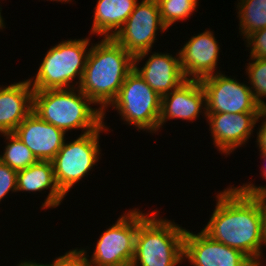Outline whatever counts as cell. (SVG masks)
<instances>
[{
  "label": "cell",
  "mask_w": 266,
  "mask_h": 266,
  "mask_svg": "<svg viewBox=\"0 0 266 266\" xmlns=\"http://www.w3.org/2000/svg\"><path fill=\"white\" fill-rule=\"evenodd\" d=\"M215 199L213 213L202 231L211 239L241 251L252 262L263 257L260 200L233 185L218 192Z\"/></svg>",
  "instance_id": "obj_1"
},
{
  "label": "cell",
  "mask_w": 266,
  "mask_h": 266,
  "mask_svg": "<svg viewBox=\"0 0 266 266\" xmlns=\"http://www.w3.org/2000/svg\"><path fill=\"white\" fill-rule=\"evenodd\" d=\"M93 44L78 88L98 106L105 120L106 109L134 69V56L111 37H102Z\"/></svg>",
  "instance_id": "obj_2"
},
{
  "label": "cell",
  "mask_w": 266,
  "mask_h": 266,
  "mask_svg": "<svg viewBox=\"0 0 266 266\" xmlns=\"http://www.w3.org/2000/svg\"><path fill=\"white\" fill-rule=\"evenodd\" d=\"M78 87L34 91L33 110L40 119L63 130H97L104 122L103 112Z\"/></svg>",
  "instance_id": "obj_3"
},
{
  "label": "cell",
  "mask_w": 266,
  "mask_h": 266,
  "mask_svg": "<svg viewBox=\"0 0 266 266\" xmlns=\"http://www.w3.org/2000/svg\"><path fill=\"white\" fill-rule=\"evenodd\" d=\"M158 213L139 210L135 252L130 266H178L184 262L186 228L171 219L161 218Z\"/></svg>",
  "instance_id": "obj_4"
},
{
  "label": "cell",
  "mask_w": 266,
  "mask_h": 266,
  "mask_svg": "<svg viewBox=\"0 0 266 266\" xmlns=\"http://www.w3.org/2000/svg\"><path fill=\"white\" fill-rule=\"evenodd\" d=\"M89 38L63 40L47 50L37 73L28 78L33 90L79 87L90 51Z\"/></svg>",
  "instance_id": "obj_5"
},
{
  "label": "cell",
  "mask_w": 266,
  "mask_h": 266,
  "mask_svg": "<svg viewBox=\"0 0 266 266\" xmlns=\"http://www.w3.org/2000/svg\"><path fill=\"white\" fill-rule=\"evenodd\" d=\"M109 127L105 122L90 133L79 135L72 141H64L63 146L51 160L54 177L60 191L66 196L80 182L101 158L100 135Z\"/></svg>",
  "instance_id": "obj_6"
},
{
  "label": "cell",
  "mask_w": 266,
  "mask_h": 266,
  "mask_svg": "<svg viewBox=\"0 0 266 266\" xmlns=\"http://www.w3.org/2000/svg\"><path fill=\"white\" fill-rule=\"evenodd\" d=\"M117 110L123 124L140 132L157 134L161 113V97L133 69L126 77L116 99L110 104Z\"/></svg>",
  "instance_id": "obj_7"
},
{
  "label": "cell",
  "mask_w": 266,
  "mask_h": 266,
  "mask_svg": "<svg viewBox=\"0 0 266 266\" xmlns=\"http://www.w3.org/2000/svg\"><path fill=\"white\" fill-rule=\"evenodd\" d=\"M138 226V208L123 212L115 224L101 233L90 258L87 253L90 248L82 249L89 266H130L135 252Z\"/></svg>",
  "instance_id": "obj_8"
},
{
  "label": "cell",
  "mask_w": 266,
  "mask_h": 266,
  "mask_svg": "<svg viewBox=\"0 0 266 266\" xmlns=\"http://www.w3.org/2000/svg\"><path fill=\"white\" fill-rule=\"evenodd\" d=\"M207 113L263 112L248 84L219 72L200 80Z\"/></svg>",
  "instance_id": "obj_9"
},
{
  "label": "cell",
  "mask_w": 266,
  "mask_h": 266,
  "mask_svg": "<svg viewBox=\"0 0 266 266\" xmlns=\"http://www.w3.org/2000/svg\"><path fill=\"white\" fill-rule=\"evenodd\" d=\"M168 28L163 24L157 0L137 2L123 27L113 37L131 55L151 51L157 40L158 31Z\"/></svg>",
  "instance_id": "obj_10"
},
{
  "label": "cell",
  "mask_w": 266,
  "mask_h": 266,
  "mask_svg": "<svg viewBox=\"0 0 266 266\" xmlns=\"http://www.w3.org/2000/svg\"><path fill=\"white\" fill-rule=\"evenodd\" d=\"M261 113H207L205 120L217 151L227 157L236 148L246 145L254 134V127L260 122L258 117Z\"/></svg>",
  "instance_id": "obj_11"
},
{
  "label": "cell",
  "mask_w": 266,
  "mask_h": 266,
  "mask_svg": "<svg viewBox=\"0 0 266 266\" xmlns=\"http://www.w3.org/2000/svg\"><path fill=\"white\" fill-rule=\"evenodd\" d=\"M191 266H252L241 251L211 239L202 230L184 233V261Z\"/></svg>",
  "instance_id": "obj_12"
},
{
  "label": "cell",
  "mask_w": 266,
  "mask_h": 266,
  "mask_svg": "<svg viewBox=\"0 0 266 266\" xmlns=\"http://www.w3.org/2000/svg\"><path fill=\"white\" fill-rule=\"evenodd\" d=\"M195 35V36H194ZM179 50L180 66L186 80H201L217 70L220 46L211 29L194 34Z\"/></svg>",
  "instance_id": "obj_13"
},
{
  "label": "cell",
  "mask_w": 266,
  "mask_h": 266,
  "mask_svg": "<svg viewBox=\"0 0 266 266\" xmlns=\"http://www.w3.org/2000/svg\"><path fill=\"white\" fill-rule=\"evenodd\" d=\"M148 55L150 56L143 67L139 68V62ZM134 69L160 97L169 94L186 81L180 66L179 51L174 56L167 52H141L134 56Z\"/></svg>",
  "instance_id": "obj_14"
},
{
  "label": "cell",
  "mask_w": 266,
  "mask_h": 266,
  "mask_svg": "<svg viewBox=\"0 0 266 266\" xmlns=\"http://www.w3.org/2000/svg\"><path fill=\"white\" fill-rule=\"evenodd\" d=\"M207 117L206 97L200 80H186L177 89L161 97L159 130L169 120L181 119L190 123Z\"/></svg>",
  "instance_id": "obj_15"
},
{
  "label": "cell",
  "mask_w": 266,
  "mask_h": 266,
  "mask_svg": "<svg viewBox=\"0 0 266 266\" xmlns=\"http://www.w3.org/2000/svg\"><path fill=\"white\" fill-rule=\"evenodd\" d=\"M13 133L31 150L38 161H51L59 152L66 133L31 112Z\"/></svg>",
  "instance_id": "obj_16"
},
{
  "label": "cell",
  "mask_w": 266,
  "mask_h": 266,
  "mask_svg": "<svg viewBox=\"0 0 266 266\" xmlns=\"http://www.w3.org/2000/svg\"><path fill=\"white\" fill-rule=\"evenodd\" d=\"M29 80L0 85V134L12 133L33 110Z\"/></svg>",
  "instance_id": "obj_17"
},
{
  "label": "cell",
  "mask_w": 266,
  "mask_h": 266,
  "mask_svg": "<svg viewBox=\"0 0 266 266\" xmlns=\"http://www.w3.org/2000/svg\"><path fill=\"white\" fill-rule=\"evenodd\" d=\"M49 190L41 209H54L61 205L65 195L58 188L51 161H37L26 169L17 171V192H41Z\"/></svg>",
  "instance_id": "obj_18"
},
{
  "label": "cell",
  "mask_w": 266,
  "mask_h": 266,
  "mask_svg": "<svg viewBox=\"0 0 266 266\" xmlns=\"http://www.w3.org/2000/svg\"><path fill=\"white\" fill-rule=\"evenodd\" d=\"M139 0H97L90 35L113 38Z\"/></svg>",
  "instance_id": "obj_19"
},
{
  "label": "cell",
  "mask_w": 266,
  "mask_h": 266,
  "mask_svg": "<svg viewBox=\"0 0 266 266\" xmlns=\"http://www.w3.org/2000/svg\"><path fill=\"white\" fill-rule=\"evenodd\" d=\"M239 33L245 38L251 33L266 28V0H237Z\"/></svg>",
  "instance_id": "obj_20"
},
{
  "label": "cell",
  "mask_w": 266,
  "mask_h": 266,
  "mask_svg": "<svg viewBox=\"0 0 266 266\" xmlns=\"http://www.w3.org/2000/svg\"><path fill=\"white\" fill-rule=\"evenodd\" d=\"M6 142L0 161L16 171L26 169L38 160L31 150L12 132L0 134Z\"/></svg>",
  "instance_id": "obj_21"
},
{
  "label": "cell",
  "mask_w": 266,
  "mask_h": 266,
  "mask_svg": "<svg viewBox=\"0 0 266 266\" xmlns=\"http://www.w3.org/2000/svg\"><path fill=\"white\" fill-rule=\"evenodd\" d=\"M245 68L256 102L266 110V58H250Z\"/></svg>",
  "instance_id": "obj_22"
},
{
  "label": "cell",
  "mask_w": 266,
  "mask_h": 266,
  "mask_svg": "<svg viewBox=\"0 0 266 266\" xmlns=\"http://www.w3.org/2000/svg\"><path fill=\"white\" fill-rule=\"evenodd\" d=\"M163 24L169 29L175 22L187 20L196 8L186 0H157Z\"/></svg>",
  "instance_id": "obj_23"
},
{
  "label": "cell",
  "mask_w": 266,
  "mask_h": 266,
  "mask_svg": "<svg viewBox=\"0 0 266 266\" xmlns=\"http://www.w3.org/2000/svg\"><path fill=\"white\" fill-rule=\"evenodd\" d=\"M245 39L250 58H266V28L251 33Z\"/></svg>",
  "instance_id": "obj_24"
},
{
  "label": "cell",
  "mask_w": 266,
  "mask_h": 266,
  "mask_svg": "<svg viewBox=\"0 0 266 266\" xmlns=\"http://www.w3.org/2000/svg\"><path fill=\"white\" fill-rule=\"evenodd\" d=\"M10 192L17 193V171L0 161V203Z\"/></svg>",
  "instance_id": "obj_25"
},
{
  "label": "cell",
  "mask_w": 266,
  "mask_h": 266,
  "mask_svg": "<svg viewBox=\"0 0 266 266\" xmlns=\"http://www.w3.org/2000/svg\"><path fill=\"white\" fill-rule=\"evenodd\" d=\"M49 266H89L85 252L78 247L70 249L64 255L56 257Z\"/></svg>",
  "instance_id": "obj_26"
},
{
  "label": "cell",
  "mask_w": 266,
  "mask_h": 266,
  "mask_svg": "<svg viewBox=\"0 0 266 266\" xmlns=\"http://www.w3.org/2000/svg\"><path fill=\"white\" fill-rule=\"evenodd\" d=\"M260 159L262 158L263 161H265V165L262 166L261 170V176L263 179L266 180V152L260 151ZM240 191L254 196V197H259V196H264L266 195V185H261V186H256L255 183L248 182V183H243L241 186H236Z\"/></svg>",
  "instance_id": "obj_27"
},
{
  "label": "cell",
  "mask_w": 266,
  "mask_h": 266,
  "mask_svg": "<svg viewBox=\"0 0 266 266\" xmlns=\"http://www.w3.org/2000/svg\"><path fill=\"white\" fill-rule=\"evenodd\" d=\"M263 119V120H262ZM258 120L262 121L260 122V128L256 132L257 137H256V144L259 151L266 152V110H264L258 117Z\"/></svg>",
  "instance_id": "obj_28"
},
{
  "label": "cell",
  "mask_w": 266,
  "mask_h": 266,
  "mask_svg": "<svg viewBox=\"0 0 266 266\" xmlns=\"http://www.w3.org/2000/svg\"><path fill=\"white\" fill-rule=\"evenodd\" d=\"M260 200L262 214V235L263 244L266 247V195L257 197Z\"/></svg>",
  "instance_id": "obj_29"
},
{
  "label": "cell",
  "mask_w": 266,
  "mask_h": 266,
  "mask_svg": "<svg viewBox=\"0 0 266 266\" xmlns=\"http://www.w3.org/2000/svg\"><path fill=\"white\" fill-rule=\"evenodd\" d=\"M16 266H49V264L48 263H45V264H43V263H37V261H35V260H23V261H19V263L18 264H16Z\"/></svg>",
  "instance_id": "obj_30"
},
{
  "label": "cell",
  "mask_w": 266,
  "mask_h": 266,
  "mask_svg": "<svg viewBox=\"0 0 266 266\" xmlns=\"http://www.w3.org/2000/svg\"><path fill=\"white\" fill-rule=\"evenodd\" d=\"M265 258V256L262 258H259L257 261L253 262L252 266H264L266 265V258H265V262L263 261V259ZM265 263L264 265L262 263Z\"/></svg>",
  "instance_id": "obj_31"
},
{
  "label": "cell",
  "mask_w": 266,
  "mask_h": 266,
  "mask_svg": "<svg viewBox=\"0 0 266 266\" xmlns=\"http://www.w3.org/2000/svg\"><path fill=\"white\" fill-rule=\"evenodd\" d=\"M2 5H0V29L3 30V28H5V19L3 18V16L1 15L2 13V8H1Z\"/></svg>",
  "instance_id": "obj_32"
},
{
  "label": "cell",
  "mask_w": 266,
  "mask_h": 266,
  "mask_svg": "<svg viewBox=\"0 0 266 266\" xmlns=\"http://www.w3.org/2000/svg\"><path fill=\"white\" fill-rule=\"evenodd\" d=\"M187 2H190L196 9L199 7V0H186ZM198 6V7H197Z\"/></svg>",
  "instance_id": "obj_33"
},
{
  "label": "cell",
  "mask_w": 266,
  "mask_h": 266,
  "mask_svg": "<svg viewBox=\"0 0 266 266\" xmlns=\"http://www.w3.org/2000/svg\"><path fill=\"white\" fill-rule=\"evenodd\" d=\"M47 1H49V0H47ZM50 1H56V2H62V4H63V2H65V3H69V2H73V0H50Z\"/></svg>",
  "instance_id": "obj_34"
}]
</instances>
